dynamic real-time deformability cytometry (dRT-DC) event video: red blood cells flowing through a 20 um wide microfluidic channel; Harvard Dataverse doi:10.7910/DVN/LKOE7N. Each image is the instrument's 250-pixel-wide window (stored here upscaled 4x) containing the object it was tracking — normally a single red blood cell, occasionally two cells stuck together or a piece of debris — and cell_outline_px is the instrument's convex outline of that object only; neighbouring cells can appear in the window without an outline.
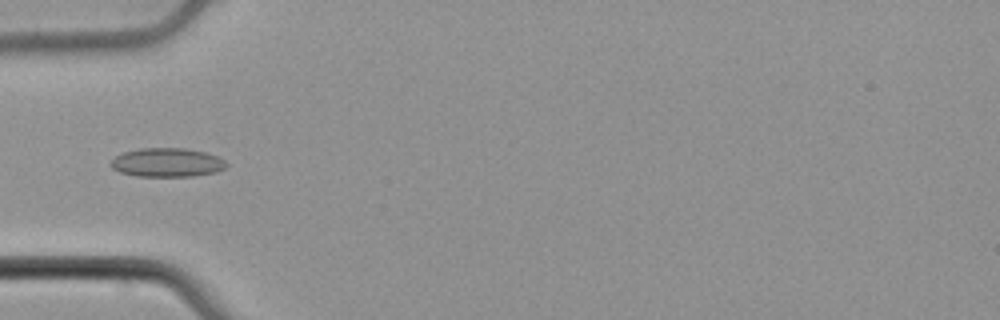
{"species": "common noctule bat (a hibernating species)", "species_latin": "Nyctalus noctula", "temperature_condition": "cold", "stored_images_in_passage": 37, "camera_frame_rate_fps": 3000, "um_per_image_px": 0.085, "animal": {"sex": "male", "body_mass_g": 21.5, "forearm_length_mm": 52.0}, "frame": {"image": 1, "passage_image": 1, "time_ms": 0.0, "image_size_px": [1000, 320], "cell_outline_px": [[228, 164], [224, 168], [216, 172], [192, 176], [136, 176], [120, 172], [112, 168], [108, 164], [116, 156], [124, 152], [140, 148], [184, 148], [204, 152], [216, 156], [224, 160]], "centroid_in_image_um": [14.18, 13.81], "position_along_channel_um": 70.8, "area_um2": 19.36}}
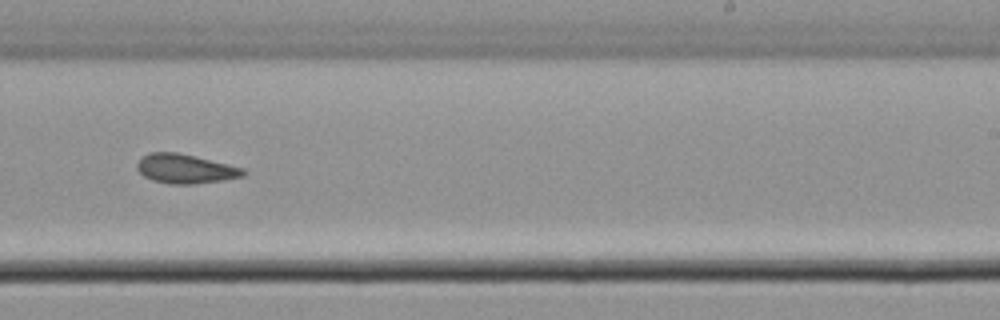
{"frame": {"image": 2, "passage_image": 17, "time_ms": 5.333, "image_size_px": [1000, 320], "cell_outline_px": [[248, 172], [244, 176], [220, 180], [192, 184], [168, 184], [152, 180], [144, 176], [136, 168], [136, 164], [148, 152], [176, 152], [196, 156], [244, 168]], "centroid_in_image_um": [15.75, 14.34], "position_along_channel_um": 273.2, "area_um2": 18.09}}
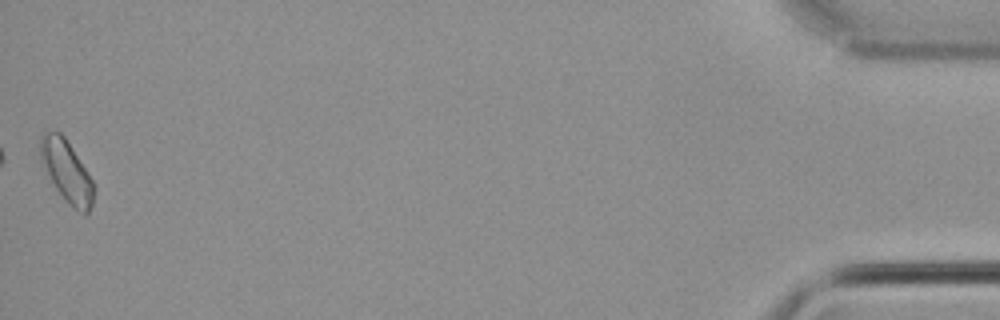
{"frame": {"image": 3, "passage_image": 37, "time_ms": 12.0, "image_size_px": [1000, 320], "cell_outline_px": [[96, 188], [92, 204], [88, 216], [84, 216], [68, 204], [56, 188], [40, 160], [40, 136], [44, 132], [60, 132], [64, 136], [96, 184]], "centroid_in_image_um": [5.71, 14.61], "position_along_channel_um": 429.5, "area_um2": 19.36}, "authors_computed_cell_mechanics": {"area_um2": 17.8024, "velocity_mm_per_s": 3.8107, "shape_relaxation_time_tau1_ms": 8.9165, "shape_relaxation_time_tau2_ms": 2.3062, "deformation_change_tau1": 0.1121, "deformation_change_tau2": 0.0663}}